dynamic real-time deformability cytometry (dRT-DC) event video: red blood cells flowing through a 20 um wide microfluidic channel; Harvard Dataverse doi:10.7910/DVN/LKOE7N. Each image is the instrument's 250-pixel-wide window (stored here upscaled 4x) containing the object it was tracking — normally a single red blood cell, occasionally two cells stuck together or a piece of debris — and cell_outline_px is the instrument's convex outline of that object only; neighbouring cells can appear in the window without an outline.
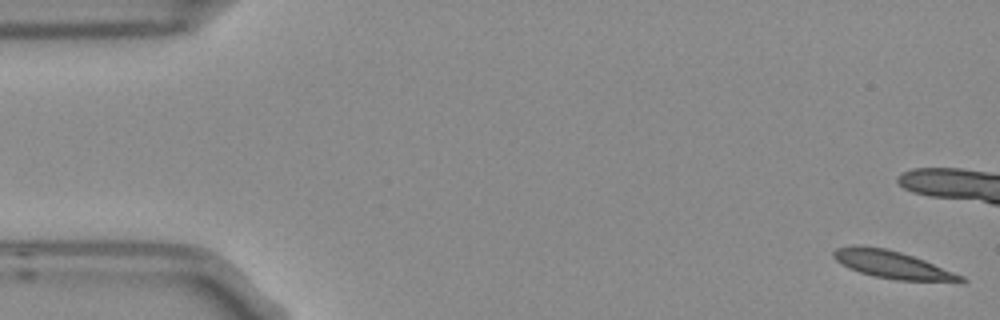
{"species": "Egyptian fruit bat (a non-hibernating species)", "species_latin": "Rousettus aegyptiacus", "temperature_condition": "room temperature", "stored_images_in_passage": 5, "camera_frame_rate_fps": 3000, "um_per_image_px": 0.085, "frame": {"image": 1, "passage_image": 1, "time_ms": 0.0, "image_size_px": [1000, 320], "cell_outline_px": [[968, 280], [896, 280], [872, 276], [848, 268], [840, 264], [832, 256], [832, 252], [836, 248], [860, 244], [884, 248], [900, 252], [924, 260], [964, 276]], "centroid_in_image_um": [75.72, 22.46], "position_along_channel_um": 9.3, "area_um2": 20.11}}